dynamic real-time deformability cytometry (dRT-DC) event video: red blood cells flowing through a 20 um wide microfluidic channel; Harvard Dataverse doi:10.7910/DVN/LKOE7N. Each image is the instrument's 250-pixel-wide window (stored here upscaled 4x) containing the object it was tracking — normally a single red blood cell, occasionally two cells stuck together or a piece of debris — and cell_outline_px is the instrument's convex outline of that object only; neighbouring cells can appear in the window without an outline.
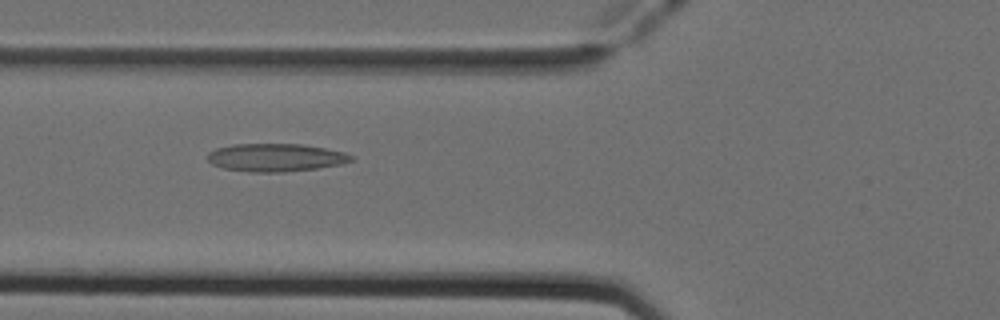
{"species": "Egyptian fruit bat (a non-hibernating species)", "species_latin": "Rousettus aegyptiacus", "temperature_condition": "cold", "stored_images_in_passage": 45, "camera_frame_rate_fps": 3000, "um_per_image_px": 0.085, "animal": {"sex": "female"}, "frame": {"image": 1, "passage_image": 19, "time_ms": 6.0, "image_size_px": [1000, 320], "cell_outline_px": [[356, 160], [340, 164], [316, 168], [284, 172], [248, 172], [224, 168], [212, 164], [208, 160], [208, 152], [216, 148], [232, 144], [300, 144], [324, 148], [344, 152], [352, 156]], "centroid_in_image_um": [23.42, 13.39], "position_along_channel_um": 102.4, "area_um2": 23.35}}
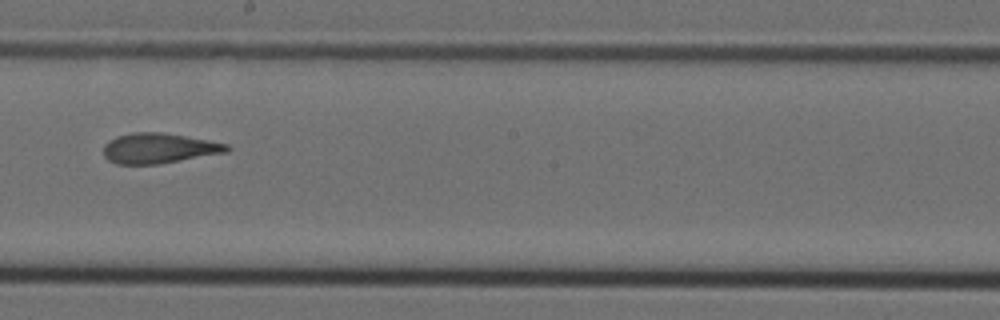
{"frame": {"image": 2, "passage_image": 29, "time_ms": 9.333, "image_size_px": [1000, 320], "cell_outline_px": [[232, 148], [228, 152], [160, 164], [116, 164], [108, 160], [104, 156], [104, 144], [108, 140], [116, 136], [132, 132], [160, 132], [208, 140], [228, 144]], "centroid_in_image_um": [13.5, 12.6], "position_along_channel_um": 234.7, "area_um2": 21.85}}
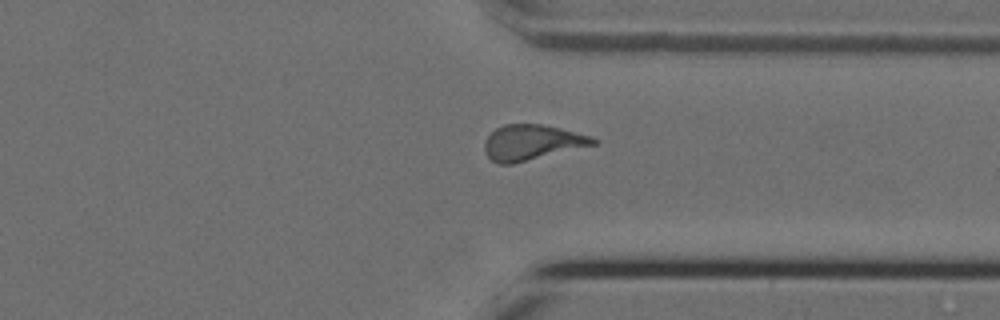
{"frame": {"image": 3, "passage_image": 39, "time_ms": 12.667, "image_size_px": [1000, 320], "cell_outline_px": [[600, 140], [596, 144], [512, 164], [500, 164], [492, 160], [484, 152], [484, 140], [496, 128], [504, 124], [540, 124], [560, 128], [592, 136]], "centroid_in_image_um": [45.21, 12.1], "position_along_channel_um": 366.2, "area_um2": 22.31}, "authors_computed_cell_mechanics": {"area_um2": 22.3108, "velocity_mm_per_s": 3.9523, "shape_relaxation_time_tau1_ms": null, "shape_relaxation_time_tau2_ms": 2.2631, "deformation_change_tau1": null, "deformation_change_tau2": 0.105}}